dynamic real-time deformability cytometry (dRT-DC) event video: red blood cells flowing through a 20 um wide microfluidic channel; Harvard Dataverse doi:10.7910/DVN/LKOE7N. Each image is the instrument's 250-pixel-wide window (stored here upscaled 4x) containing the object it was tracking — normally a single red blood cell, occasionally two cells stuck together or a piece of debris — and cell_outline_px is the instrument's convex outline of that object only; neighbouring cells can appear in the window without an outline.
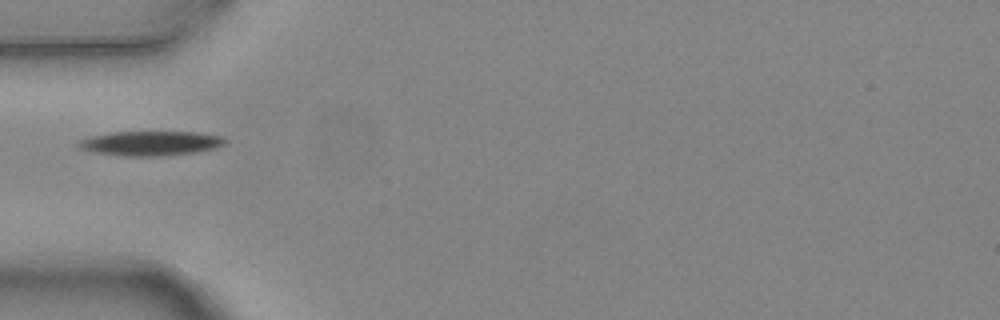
{"species": "common noctule bat (a hibernating species)", "species_latin": "Nyctalus noctula", "temperature_condition": "warm", "stored_images_in_passage": 4, "camera_frame_rate_fps": 3000, "um_per_image_px": 0.085, "animal": {"sex": "female", "body_mass_g": 24.6, "forearm_length_mm": 56.2}, "frame": {"image": 1, "passage_image": 4, "time_ms": 1.0, "image_size_px": [1000, 320], "cell_outline_px": [[228, 140], [224, 144], [216, 148], [196, 152], [160, 156], [120, 156], [92, 152], [80, 148], [76, 144], [80, 140], [92, 136], [112, 132], [196, 132], [224, 136]], "centroid_in_image_um": [12.82, 12.18], "position_along_channel_um": 72.2, "area_um2": 21.1}}